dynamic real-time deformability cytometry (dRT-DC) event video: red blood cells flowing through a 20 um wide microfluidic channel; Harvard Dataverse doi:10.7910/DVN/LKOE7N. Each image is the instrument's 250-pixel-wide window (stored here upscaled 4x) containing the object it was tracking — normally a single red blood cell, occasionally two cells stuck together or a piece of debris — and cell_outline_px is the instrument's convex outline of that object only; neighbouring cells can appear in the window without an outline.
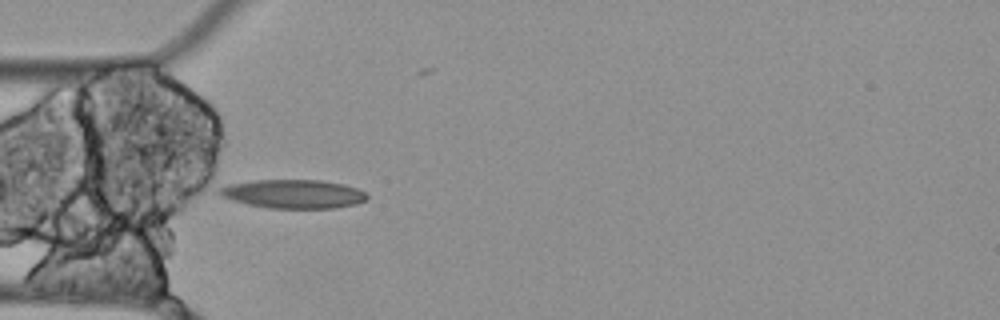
{"species": "Egyptian fruit bat (a non-hibernating species)", "species_latin": "Rousettus aegyptiacus", "temperature_condition": "cold", "stored_images_in_passage": 9, "camera_frame_rate_fps": 3000, "um_per_image_px": 0.085, "animal": {"sex": "female"}, "frame": {"image": 1, "passage_image": 4, "time_ms": 1.0, "image_size_px": [1000, 320], "cell_outline_px": [[368, 200], [356, 204], [336, 208], [268, 208], [248, 204], [232, 200], [216, 192], [216, 188], [228, 184], [256, 180], [320, 180], [344, 184], [356, 188], [364, 192], [368, 196]], "centroid_in_image_um": [24.93, 16.48], "position_along_channel_um": 60.1, "area_um2": 24.8}}
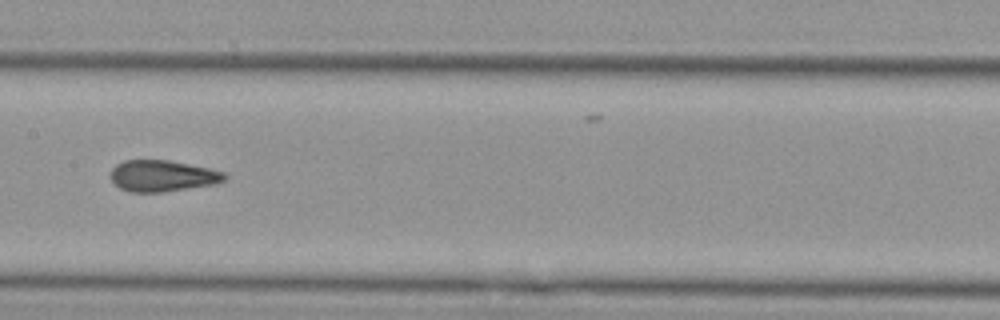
{"frame": {"image": 2, "passage_image": 7, "time_ms": 2.0, "image_size_px": [1000, 320], "cell_outline_px": [[228, 176], [224, 180], [216, 184], [160, 192], [132, 192], [120, 188], [108, 176], [112, 168], [116, 164], [124, 160], [168, 160], [208, 168], [224, 172]], "centroid_in_image_um": [13.78, 14.94], "position_along_channel_um": 193.6, "area_um2": 20.75}}
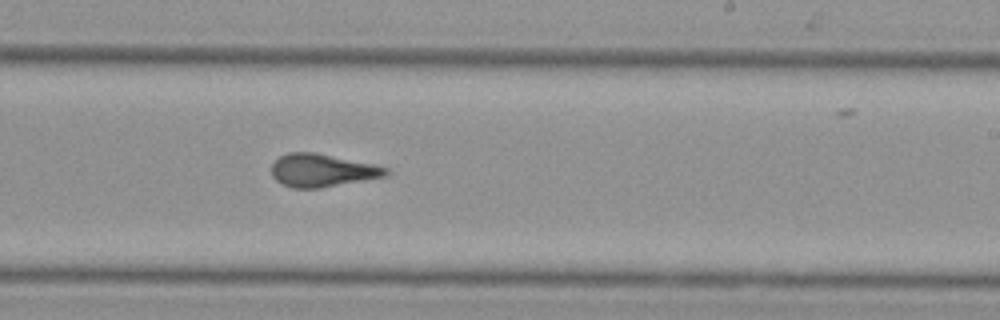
{"frame": {"image": 3, "passage_image": 9, "time_ms": 2.667, "image_size_px": [1000, 320], "cell_outline_px": [[392, 172], [388, 176], [320, 188], [292, 188], [276, 180], [272, 176], [272, 164], [280, 156], [288, 152], [316, 152], [372, 164], [388, 168]], "centroid_in_image_um": [27.41, 14.48], "position_along_channel_um": 261.6, "area_um2": 21.96}}